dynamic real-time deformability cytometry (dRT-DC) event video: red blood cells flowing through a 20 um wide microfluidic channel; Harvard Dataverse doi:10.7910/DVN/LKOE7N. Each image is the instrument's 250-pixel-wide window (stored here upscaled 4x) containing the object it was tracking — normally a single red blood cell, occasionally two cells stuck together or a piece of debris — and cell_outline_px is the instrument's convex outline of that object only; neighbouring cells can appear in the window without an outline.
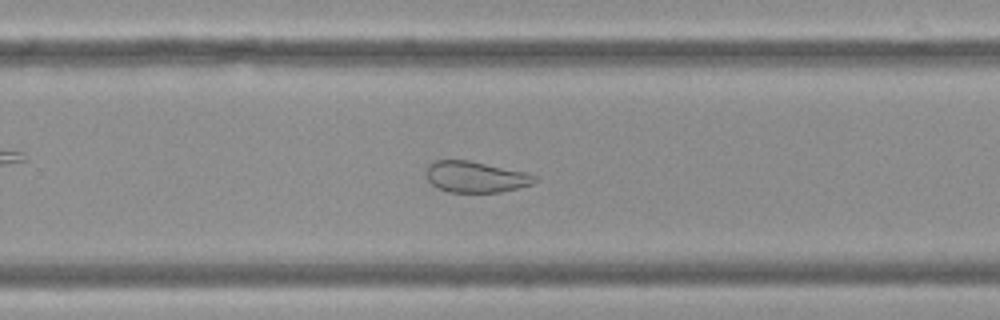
{"species": "Egyptian fruit bat (a non-hibernating species)", "species_latin": "Rousettus aegyptiacus", "temperature_condition": "cold", "stored_images_in_passage": 52, "camera_frame_rate_fps": 3000, "um_per_image_px": 0.085, "frame": {"image": 1, "passage_image": 37, "time_ms": 12.0, "image_size_px": [1000, 320], "cell_outline_px": [[540, 180], [532, 184], [500, 192], [448, 192], [432, 184], [428, 180], [424, 172], [428, 164], [436, 160], [468, 160], [524, 172], [536, 176]], "centroid_in_image_um": [40.4, 15.03], "position_along_channel_um": 289.4, "area_um2": 19.59}, "authors_computed_cell_mechanics": {"area_um2": 26.0678, "velocity_mm_per_s": 3.393, "shape_relaxation_time_tau1_ms": null, "shape_relaxation_time_tau2_ms": 1.7434, "deformation_change_tau1": null, "deformation_change_tau2": 0.0849}}